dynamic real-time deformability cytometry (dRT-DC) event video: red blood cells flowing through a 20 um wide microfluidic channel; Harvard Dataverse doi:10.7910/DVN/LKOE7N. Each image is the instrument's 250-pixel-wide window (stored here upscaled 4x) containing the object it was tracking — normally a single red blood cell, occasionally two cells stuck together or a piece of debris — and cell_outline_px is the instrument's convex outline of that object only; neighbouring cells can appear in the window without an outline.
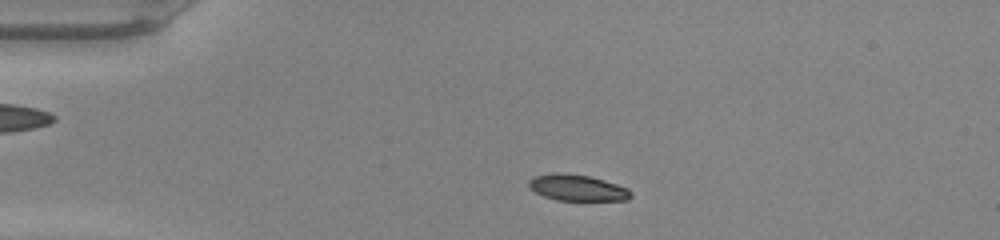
{"species": "common noctule bat (a hibernating species)", "species_latin": "Nyctalus noctula", "temperature_condition": "warm", "stored_images_in_passage": 44, "camera_frame_rate_fps": 3000, "um_per_image_px": 0.085, "animal": {"sex": "male", "body_mass_g": 20.0, "forearm_length_mm": 53.3}, "frame": {"image": 1, "passage_image": 6, "time_ms": 1.667, "image_size_px": [1000, 240], "cell_outline_px": [[632, 196], [628, 200], [556, 200], [544, 196], [528, 188], [528, 180], [536, 176], [552, 172], [560, 172], [588, 176], [604, 180], [628, 188], [632, 192]], "centroid_in_image_um": [49.06, 15.95], "position_along_channel_um": 35.9, "area_um2": 15.61}}
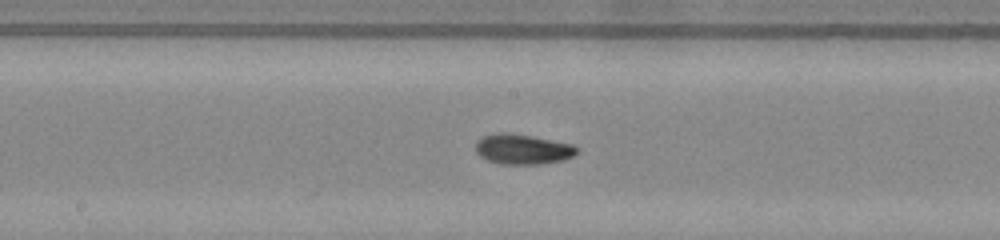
{"frame": {"image": 2, "passage_image": 21, "time_ms": 6.667, "image_size_px": [1000, 240], "cell_outline_px": [[580, 152], [564, 160], [540, 164], [500, 164], [488, 160], [480, 156], [476, 152], [476, 140], [484, 136], [496, 132], [512, 132], [572, 144], [580, 148]], "centroid_in_image_um": [44.44, 12.67], "position_along_channel_um": 203.8, "area_um2": 18.03}}
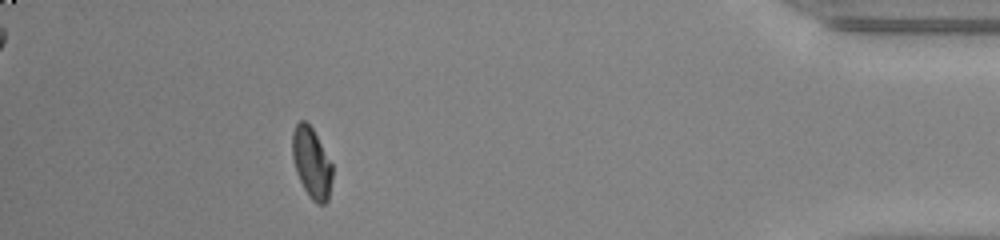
{"frame": {"image": 3, "passage_image": 39, "time_ms": 12.667, "image_size_px": [1000, 240], "cell_outline_px": [[332, 176], [328, 200], [324, 204], [316, 204], [312, 200], [304, 188], [296, 172], [292, 156], [292, 132], [296, 124], [300, 120], [304, 120], [312, 128], [332, 164]], "centroid_in_image_um": [26.47, 13.85], "position_along_channel_um": 408.7, "area_um2": 16.3}, "authors_computed_cell_mechanics": {"area_um2": 16.8487, "velocity_mm_per_s": 4.2748, "shape_relaxation_time_tau1_ms": 3.1459, "shape_relaxation_time_tau2_ms": 3.1122, "deformation_change_tau1": 0.1668, "deformation_change_tau2": 0.033}}